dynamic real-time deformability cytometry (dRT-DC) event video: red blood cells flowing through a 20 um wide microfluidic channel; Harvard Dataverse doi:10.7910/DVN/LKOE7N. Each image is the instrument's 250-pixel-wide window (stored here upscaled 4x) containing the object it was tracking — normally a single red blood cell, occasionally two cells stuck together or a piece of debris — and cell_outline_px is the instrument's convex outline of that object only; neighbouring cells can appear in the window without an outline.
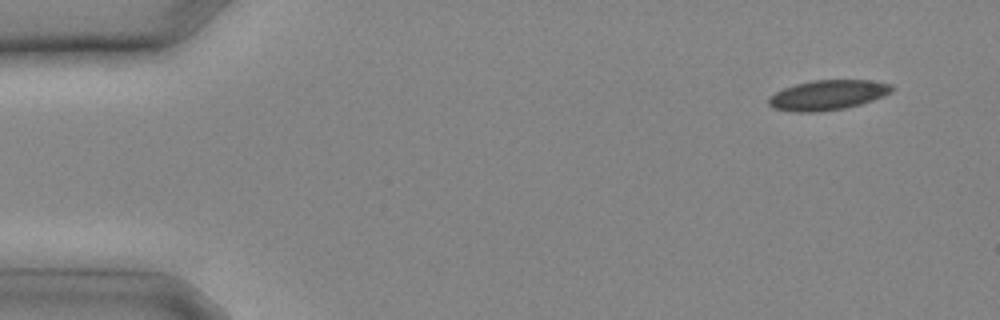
{"species": "common noctule bat (a hibernating species)", "species_latin": "Nyctalus noctula", "temperature_condition": "cold", "stored_images_in_passage": 10, "camera_frame_rate_fps": 3000, "um_per_image_px": 0.085, "animal": {"sex": "male", "body_mass_g": 20.4}, "frame": {"image": 1, "passage_image": 1, "time_ms": 0.0, "image_size_px": [1000, 320], "cell_outline_px": [[896, 88], [892, 92], [884, 96], [860, 104], [844, 108], [820, 112], [796, 112], [776, 108], [768, 104], [768, 96], [784, 88], [796, 84], [812, 80], [868, 80], [892, 84]], "centroid_in_image_um": [70.38, 8.07], "position_along_channel_um": 14.6, "area_um2": 21.5}}
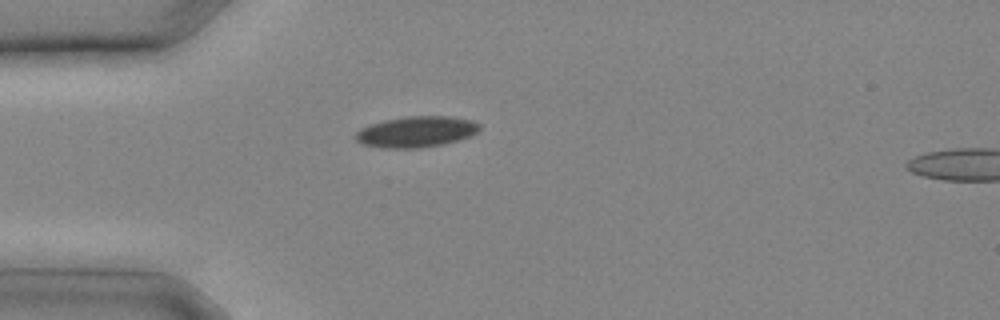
{"frame": {"image": 2, "passage_image": 6, "time_ms": 1.667, "image_size_px": [1000, 320], "cell_outline_px": [[480, 128], [476, 132], [468, 136], [444, 144], [420, 148], [380, 148], [364, 144], [356, 140], [356, 132], [360, 128], [384, 120], [404, 116], [452, 116], [472, 120], [480, 124]], "centroid_in_image_um": [35.38, 11.19], "position_along_channel_um": 49.6, "area_um2": 22.31}}
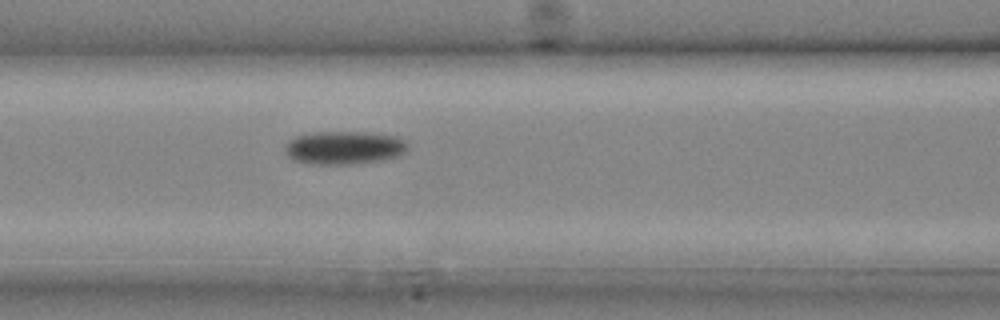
{"frame": {"image": 3, "passage_image": 10, "time_ms": 3.0, "image_size_px": [1000, 320], "cell_outline_px": [[408, 152], [400, 156], [384, 160], [356, 164], [308, 164], [292, 160], [284, 152], [284, 148], [288, 140], [296, 136], [320, 132], [360, 132], [396, 136], [404, 140], [408, 144]], "centroid_in_image_um": [29.27, 12.57], "position_along_channel_um": 137.3, "area_um2": 24.1}}